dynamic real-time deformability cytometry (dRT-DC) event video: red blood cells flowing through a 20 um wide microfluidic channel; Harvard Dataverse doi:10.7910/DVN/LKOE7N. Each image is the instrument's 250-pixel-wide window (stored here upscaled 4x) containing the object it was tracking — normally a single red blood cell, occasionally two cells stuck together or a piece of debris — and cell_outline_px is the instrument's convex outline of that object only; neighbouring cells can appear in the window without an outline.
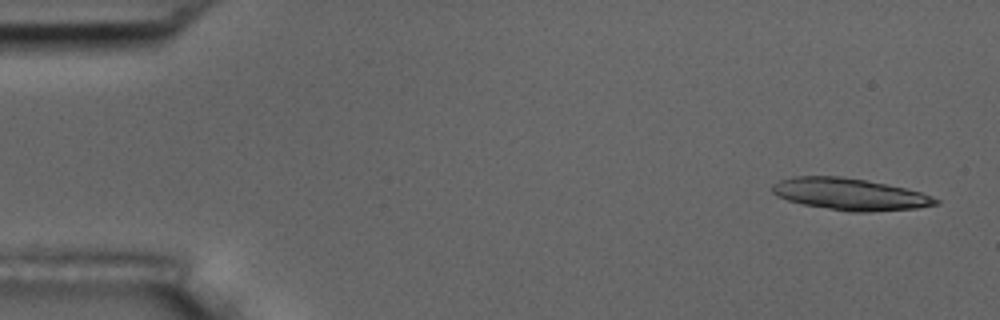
{"species": "common noctule bat (a hibernating species)", "species_latin": "Nyctalus noctula", "temperature_condition": "room temperature", "stored_images_in_passage": 5, "camera_frame_rate_fps": 3000, "um_per_image_px": 0.085, "animal": {"sex": "male", "body_mass_g": 17.5, "forearm_length_mm": 52.3}, "frame": {"image": 1, "passage_image": 1, "time_ms": 0.0, "image_size_px": [1000, 320], "cell_outline_px": [[940, 204], [916, 208], [864, 212], [848, 212], [804, 204], [788, 200], [776, 196], [772, 192], [772, 184], [780, 180], [796, 176], [840, 176], [868, 180], [904, 188], [920, 192], [932, 196], [940, 200]], "centroid_in_image_um": [72.24, 16.5], "position_along_channel_um": 12.8, "area_um2": 30.23}}